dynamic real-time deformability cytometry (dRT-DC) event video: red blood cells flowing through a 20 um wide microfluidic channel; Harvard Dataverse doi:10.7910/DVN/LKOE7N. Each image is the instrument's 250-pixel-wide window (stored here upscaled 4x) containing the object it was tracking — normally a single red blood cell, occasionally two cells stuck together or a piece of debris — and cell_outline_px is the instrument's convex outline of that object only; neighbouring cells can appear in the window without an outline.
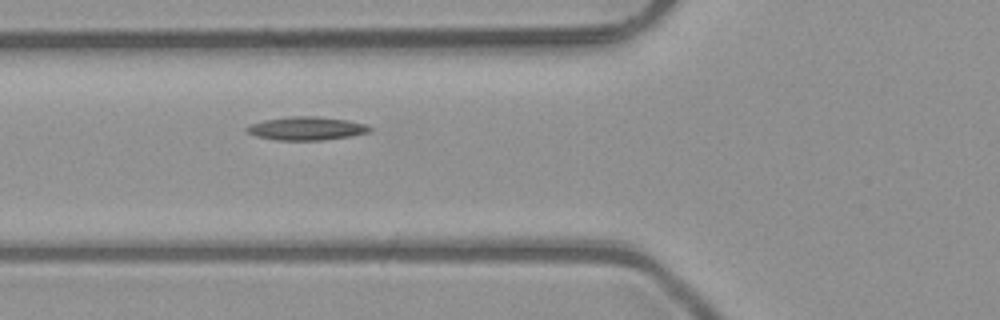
{"species": "common noctule bat (a hibernating species)", "species_latin": "Nyctalus noctula", "temperature_condition": "room temperature", "stored_images_in_passage": 6, "camera_frame_rate_fps": 3000, "um_per_image_px": 0.085, "animal": {"sex": "male", "body_mass_g": 23.1, "forearm_length_mm": 52.7}, "frame": {"image": 1, "passage_image": 6, "time_ms": 1.667, "image_size_px": [1000, 320], "cell_outline_px": [[372, 132], [352, 136], [324, 140], [276, 140], [256, 136], [248, 132], [244, 128], [248, 124], [264, 120], [288, 116], [316, 116], [348, 120], [368, 124], [372, 128]], "centroid_in_image_um": [26.08, 10.91], "position_along_channel_um": 99.7, "area_um2": 17.05}}